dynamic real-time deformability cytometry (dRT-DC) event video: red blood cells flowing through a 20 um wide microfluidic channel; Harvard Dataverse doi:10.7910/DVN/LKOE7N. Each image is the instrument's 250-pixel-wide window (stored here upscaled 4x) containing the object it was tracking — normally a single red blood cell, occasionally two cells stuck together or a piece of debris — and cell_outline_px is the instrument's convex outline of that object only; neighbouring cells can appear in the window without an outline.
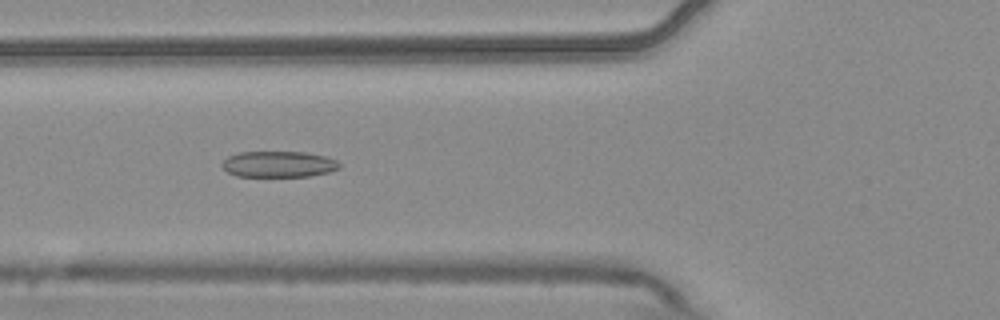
{"species": "common noctule bat (a hibernating species)", "species_latin": "Nyctalus noctula", "temperature_condition": "warm", "stored_images_in_passage": 6, "camera_frame_rate_fps": 3000, "um_per_image_px": 0.085, "animal": {"sex": "male", "body_mass_g": 20.4}, "frame": {"image": 1, "passage_image": 6, "time_ms": 1.667, "image_size_px": [1000, 320], "cell_outline_px": [[340, 168], [328, 172], [308, 176], [236, 176], [228, 172], [220, 164], [228, 156], [240, 152], [304, 152], [324, 156], [336, 160], [340, 164]], "centroid_in_image_um": [23.67, 13.95], "position_along_channel_um": 102.1, "area_um2": 17.69}}